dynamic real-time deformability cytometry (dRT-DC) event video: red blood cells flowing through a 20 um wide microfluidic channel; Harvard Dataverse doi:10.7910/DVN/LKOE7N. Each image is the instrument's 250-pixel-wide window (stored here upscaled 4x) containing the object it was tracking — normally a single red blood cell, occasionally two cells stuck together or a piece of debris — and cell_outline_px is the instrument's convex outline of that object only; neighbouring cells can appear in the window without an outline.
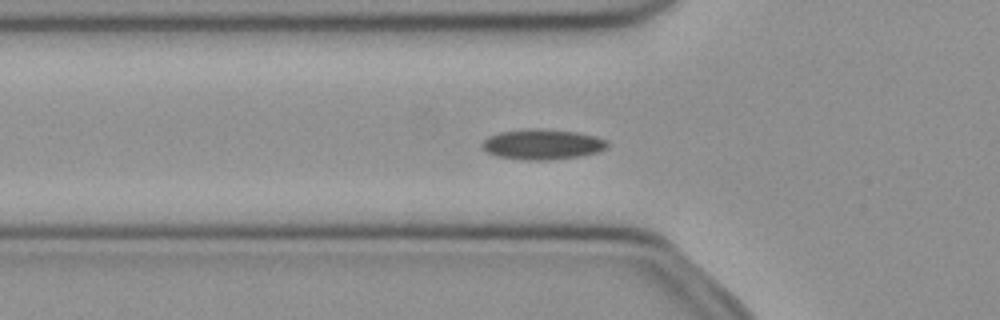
{"species": "common noctule bat (a hibernating species)", "species_latin": "Nyctalus noctula", "temperature_condition": "cold", "stored_images_in_passage": 36, "camera_frame_rate_fps": 3000, "um_per_image_px": 0.085, "animal": {"sex": "female", "body_mass_g": 21.9}, "frame": {"image": 1, "passage_image": 2, "time_ms": 0.333, "image_size_px": [1000, 320], "cell_outline_px": [[608, 148], [600, 152], [580, 156], [548, 160], [524, 160], [496, 156], [488, 152], [480, 144], [488, 136], [500, 132], [528, 128], [544, 128], [576, 132], [596, 136], [608, 140]], "centroid_in_image_um": [46.14, 12.26], "position_along_channel_um": 79.7, "area_um2": 22.43}}
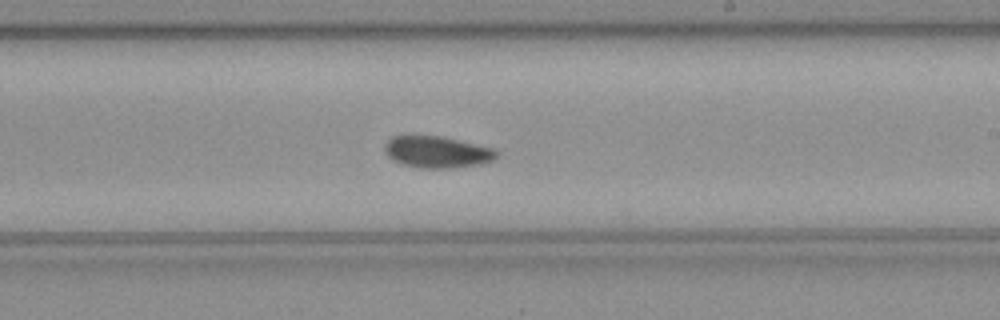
{"frame": {"image": 2, "passage_image": 15, "time_ms": 4.667, "image_size_px": [1000, 320], "cell_outline_px": [[500, 152], [492, 160], [484, 164], [456, 168], [420, 168], [404, 164], [392, 160], [384, 152], [384, 144], [392, 136], [444, 136], [496, 148]], "centroid_in_image_um": [37.2, 12.92], "position_along_channel_um": 251.8, "area_um2": 21.04}}
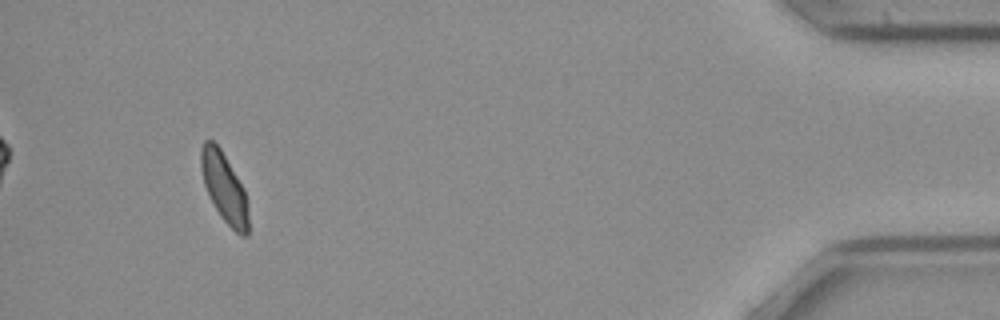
{"frame": {"image": 3, "passage_image": 33, "time_ms": 10.667, "image_size_px": [1000, 320], "cell_outline_px": [[248, 236], [240, 236], [220, 216], [204, 184], [200, 168], [200, 148], [204, 140], [212, 140], [220, 148], [244, 188], [248, 204]], "centroid_in_image_um": [19.06, 15.94], "position_along_channel_um": 416.1, "area_um2": 19.13}, "authors_computed_cell_mechanics": {"area_um2": 20.4612, "velocity_mm_per_s": 3.9546, "shape_relaxation_time_tau1_ms": 8.553, "shape_relaxation_time_tau2_ms": null, "deformation_change_tau1": 0.1233, "deformation_change_tau2": null}}